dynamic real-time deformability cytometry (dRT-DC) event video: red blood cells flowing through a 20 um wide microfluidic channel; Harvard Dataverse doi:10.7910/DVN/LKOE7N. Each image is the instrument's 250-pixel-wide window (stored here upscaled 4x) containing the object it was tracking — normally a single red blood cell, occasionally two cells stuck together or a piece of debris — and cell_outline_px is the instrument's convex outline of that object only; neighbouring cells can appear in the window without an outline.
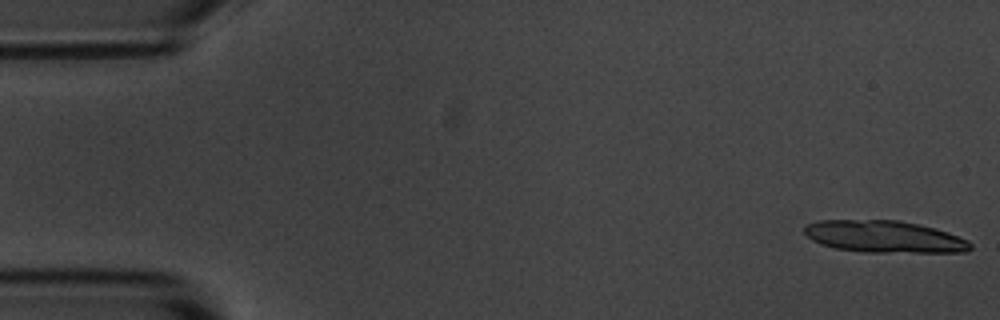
{"species": "common noctule bat (a hibernating species)", "species_latin": "Nyctalus noctula", "temperature_condition": "room temperature", "stored_images_in_passage": 6, "camera_frame_rate_fps": 3000, "um_per_image_px": 0.085, "animal": {"sex": "male", "body_mass_g": 20.1, "forearm_length_mm": 53.5}, "frame": {"image": 1, "passage_image": 1, "time_ms": 0.0, "image_size_px": [1000, 320], "cell_outline_px": [[972, 248], [968, 252], [864, 252], [836, 248], [820, 244], [812, 240], [804, 232], [804, 228], [808, 224], [820, 220], [900, 220], [920, 224], [936, 228], [948, 232], [968, 240], [972, 244]], "centroid_in_image_um": [75.2, 20.11], "position_along_channel_um": 9.8, "area_um2": 31.04}}